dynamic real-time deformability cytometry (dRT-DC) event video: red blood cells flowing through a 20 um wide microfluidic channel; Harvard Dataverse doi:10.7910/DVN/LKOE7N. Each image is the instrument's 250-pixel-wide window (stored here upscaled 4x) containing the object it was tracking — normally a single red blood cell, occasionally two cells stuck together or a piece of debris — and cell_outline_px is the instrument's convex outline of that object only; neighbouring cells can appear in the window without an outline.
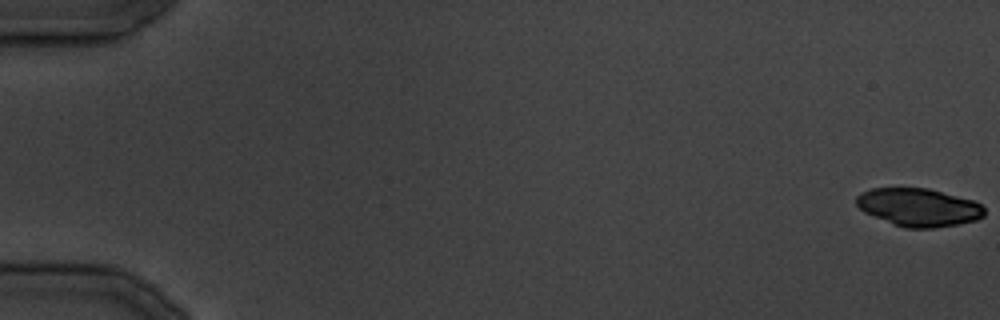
{"species": "common noctule bat (a hibernating species)", "species_latin": "Nyctalus noctula", "temperature_condition": "cold", "stored_images_in_passage": 12, "camera_frame_rate_fps": 3000, "um_per_image_px": 0.085, "animal": {"sex": "male", "body_mass_g": 19.5, "forearm_length_mm": 54.6}, "frame": {"image": 1, "passage_image": 1, "time_ms": 0.0, "image_size_px": [1000, 320], "cell_outline_px": [[984, 216], [976, 220], [956, 224], [932, 228], [904, 228], [864, 212], [856, 204], [856, 196], [860, 192], [872, 188], [928, 188], [972, 200], [980, 204], [984, 208]], "centroid_in_image_um": [78.06, 17.61], "position_along_channel_um": 6.9, "area_um2": 28.15}}